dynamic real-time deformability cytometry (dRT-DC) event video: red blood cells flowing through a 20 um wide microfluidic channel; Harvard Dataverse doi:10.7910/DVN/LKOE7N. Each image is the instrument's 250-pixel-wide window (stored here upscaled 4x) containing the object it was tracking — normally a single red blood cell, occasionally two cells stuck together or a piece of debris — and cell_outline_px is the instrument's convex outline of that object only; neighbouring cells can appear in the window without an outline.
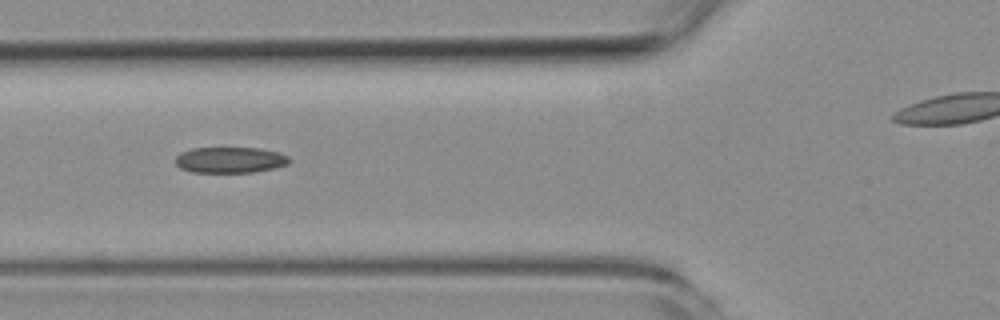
{"species": "common noctule bat (a hibernating species)", "species_latin": "Nyctalus noctula", "temperature_condition": "room temperature", "stored_images_in_passage": 7, "camera_frame_rate_fps": 3000, "um_per_image_px": 0.085, "animal": {"sex": "female", "body_mass_g": 19.3, "forearm_length_mm": 54.1}, "frame": {"image": 1, "passage_image": 5, "time_ms": 5.667, "image_size_px": [1000, 320], "cell_outline_px": [[292, 160], [288, 164], [276, 168], [252, 172], [192, 172], [180, 168], [176, 164], [176, 156], [180, 152], [192, 148], [260, 148], [280, 152], [288, 156]], "centroid_in_image_um": [19.59, 13.59], "position_along_channel_um": 106.2, "area_um2": 17.34}}
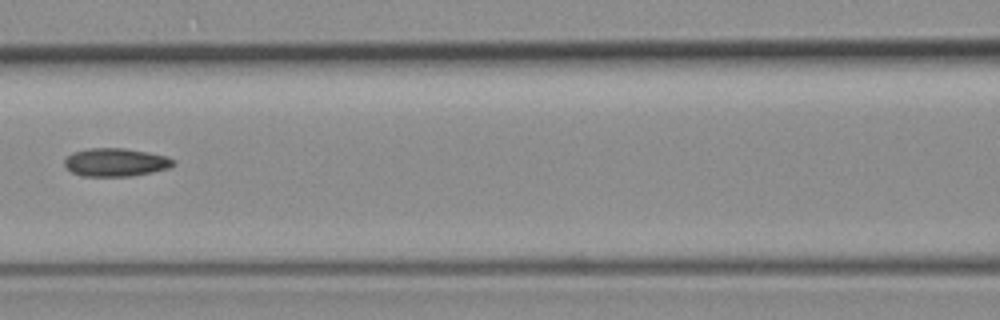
{"frame": {"image": 2, "passage_image": 6, "time_ms": 7.0, "image_size_px": [1000, 320], "cell_outline_px": [[176, 164], [168, 168], [152, 172], [132, 176], [80, 176], [72, 172], [64, 164], [64, 160], [72, 152], [88, 148], [124, 148], [168, 156], [176, 160]], "centroid_in_image_um": [9.85, 13.79], "position_along_channel_um": 156.8, "area_um2": 17.98}}
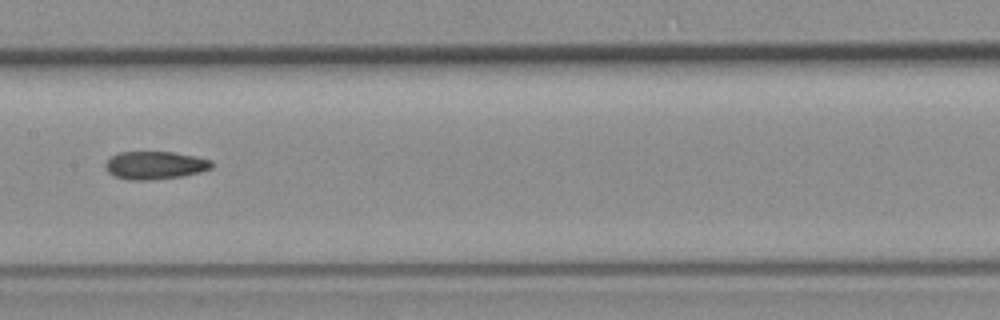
{"frame": {"image": 3, "passage_image": 7, "time_ms": 8.0, "image_size_px": [1000, 320], "cell_outline_px": [[212, 168], [200, 172], [180, 176], [148, 180], [128, 180], [116, 176], [108, 172], [104, 168], [104, 164], [112, 156], [120, 152], [172, 152], [196, 156], [212, 160]], "centroid_in_image_um": [13.17, 14.04], "position_along_channel_um": 194.2, "area_um2": 17.22}}